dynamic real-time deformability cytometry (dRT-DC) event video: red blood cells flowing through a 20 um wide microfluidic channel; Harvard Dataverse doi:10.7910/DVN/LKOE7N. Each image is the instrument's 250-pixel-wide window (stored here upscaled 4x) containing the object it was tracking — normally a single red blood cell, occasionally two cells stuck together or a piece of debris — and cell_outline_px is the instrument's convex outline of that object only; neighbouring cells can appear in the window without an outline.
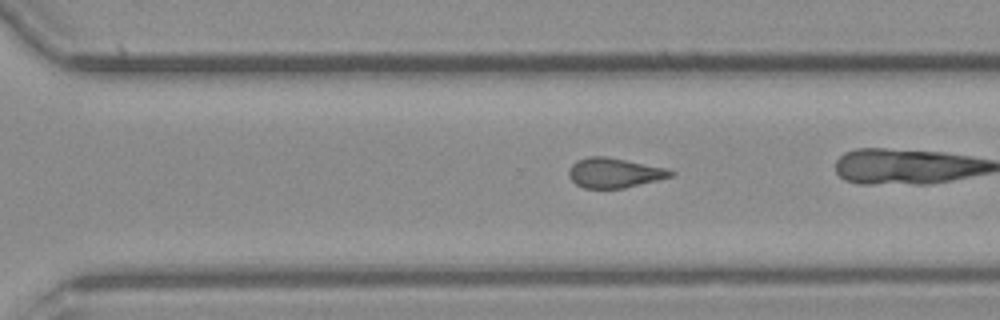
{"species": "common noctule bat (a hibernating species)", "species_latin": "Nyctalus noctula", "temperature_condition": "cold", "stored_images_in_passage": 37, "camera_frame_rate_fps": 3000, "um_per_image_px": 0.085, "animal": {"sex": "female", "body_mass_g": 21.9}, "frame": {"image": 1, "passage_image": 32, "time_ms": 10.333, "image_size_px": [1000, 320], "cell_outline_px": [[676, 172], [672, 176], [624, 188], [584, 188], [576, 184], [568, 176], [568, 168], [576, 160], [588, 156], [608, 156], [668, 168]], "centroid_in_image_um": [52.2, 14.67], "position_along_channel_um": 318.4, "area_um2": 17.86}}